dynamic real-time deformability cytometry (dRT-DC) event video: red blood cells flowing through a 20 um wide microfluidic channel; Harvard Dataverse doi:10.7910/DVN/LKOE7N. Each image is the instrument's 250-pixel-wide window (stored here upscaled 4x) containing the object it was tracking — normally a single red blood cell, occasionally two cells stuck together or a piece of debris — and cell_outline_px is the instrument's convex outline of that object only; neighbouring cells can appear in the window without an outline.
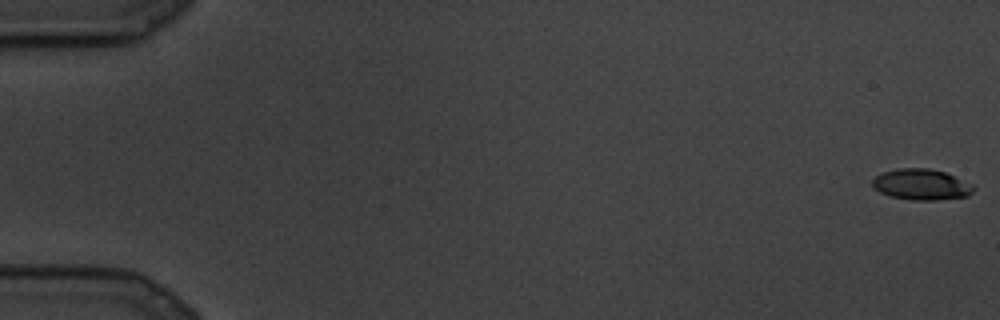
{"species": "common noctule bat (a hibernating species)", "species_latin": "Nyctalus noctula", "temperature_condition": "cold", "stored_images_in_passage": 92, "camera_frame_rate_fps": 3000, "um_per_image_px": 0.085, "animal": {"sex": "male", "body_mass_g": 19.5, "forearm_length_mm": 54.6}, "frame": {"image": 1, "passage_image": 1, "time_ms": 0.0, "image_size_px": [1000, 320], "cell_outline_px": [[976, 188], [968, 196], [936, 200], [912, 200], [892, 196], [880, 192], [872, 184], [872, 180], [876, 176], [884, 172], [896, 168], [928, 168], [944, 172], [972, 184]], "centroid_in_image_um": [78.33, 15.68], "position_along_channel_um": 6.7, "area_um2": 18.03}}
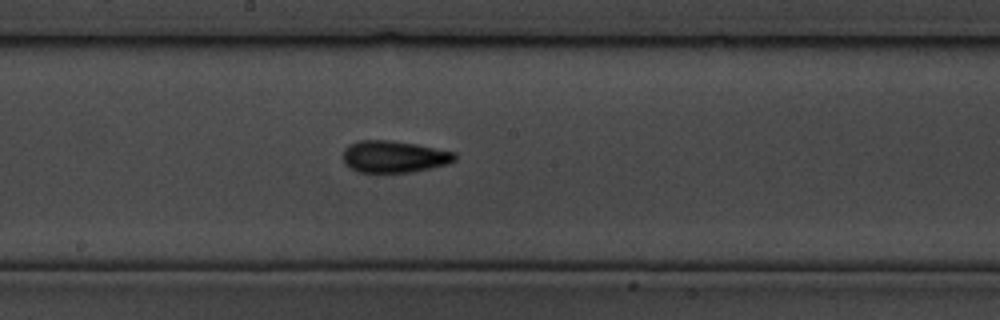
{"frame": {"image": 2, "passage_image": 50, "time_ms": 16.333, "image_size_px": [1000, 320], "cell_outline_px": [[456, 160], [448, 164], [432, 168], [408, 172], [360, 172], [344, 164], [344, 148], [348, 144], [360, 140], [388, 140], [416, 144], [456, 152]], "centroid_in_image_um": [33.51, 13.31], "position_along_channel_um": 214.7, "area_um2": 20.75}}
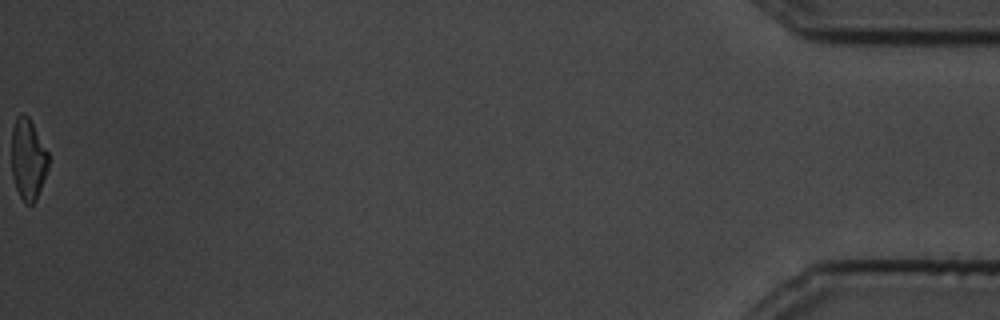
{"frame": {"image": 3, "passage_image": 92, "time_ms": 30.333, "image_size_px": [1000, 320], "cell_outline_px": [[48, 168], [36, 200], [32, 204], [24, 204], [16, 188], [12, 176], [12, 128], [16, 116], [20, 112], [24, 112], [28, 116], [48, 152]], "centroid_in_image_um": [2.37, 13.52], "position_along_channel_um": 432.8, "area_um2": 17.46}}